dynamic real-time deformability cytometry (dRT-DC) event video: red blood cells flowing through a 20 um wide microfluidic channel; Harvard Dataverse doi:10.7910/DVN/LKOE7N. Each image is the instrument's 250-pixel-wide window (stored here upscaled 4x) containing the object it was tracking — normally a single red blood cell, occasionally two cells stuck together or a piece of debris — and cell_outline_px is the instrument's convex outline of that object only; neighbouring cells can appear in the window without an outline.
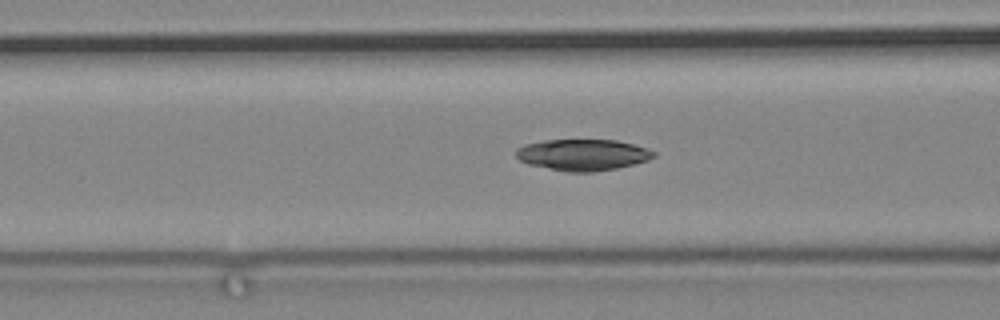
{"species": "common noctule bat (a hibernating species)", "species_latin": "Nyctalus noctula", "temperature_condition": "cold", "stored_images_in_passage": 62, "camera_frame_rate_fps": 3000, "um_per_image_px": 0.085, "animal": {"sex": "male", "body_mass_g": 19.2, "forearm_length_mm": 51.8}, "frame": {"image": 1, "passage_image": 24, "time_ms": 7.667, "image_size_px": [1000, 320], "cell_outline_px": [[656, 156], [648, 160], [616, 168], [592, 172], [568, 172], [528, 164], [520, 160], [516, 156], [516, 148], [524, 144], [544, 140], [616, 140], [648, 148], [656, 152]], "centroid_in_image_um": [49.53, 13.15], "position_along_channel_um": 117.1, "area_um2": 25.09}}
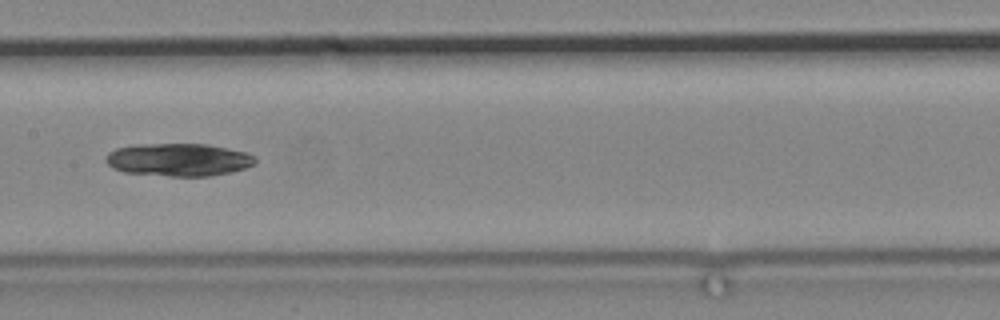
{"frame": {"image": 2, "passage_image": 31, "time_ms": 10.0, "image_size_px": [1000, 320], "cell_outline_px": [[256, 164], [232, 172], [212, 176], [168, 176], [124, 172], [112, 168], [104, 160], [108, 152], [116, 148], [136, 144], [208, 144], [244, 152], [256, 156]], "centroid_in_image_um": [15.17, 13.58], "position_along_channel_um": 192.2, "area_um2": 28.73}}
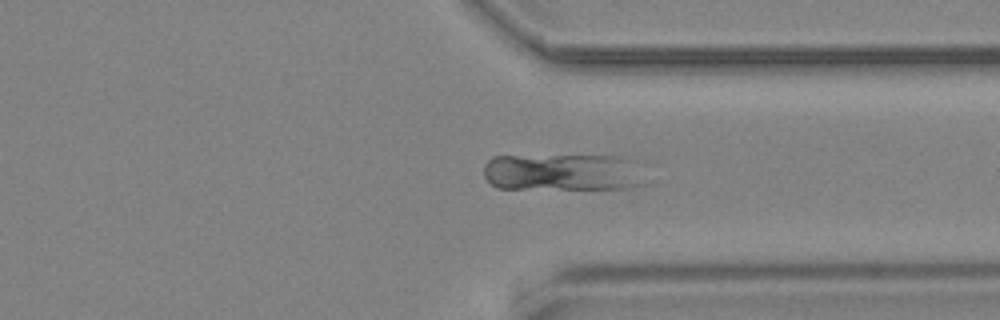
{"frame": {"image": 3, "passage_image": 47, "time_ms": 15.333, "image_size_px": [1000, 320], "cell_outline_px": [[640, 184], [632, 188], [496, 188], [484, 176], [484, 164], [492, 156], [624, 156], [636, 160]], "centroid_in_image_um": [47.77, 14.62], "position_along_channel_um": 363.6, "area_um2": 34.56}}